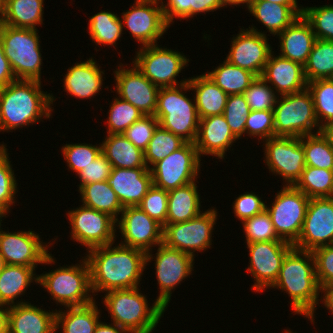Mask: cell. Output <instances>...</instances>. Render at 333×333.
<instances>
[{"label": "cell", "instance_id": "4", "mask_svg": "<svg viewBox=\"0 0 333 333\" xmlns=\"http://www.w3.org/2000/svg\"><path fill=\"white\" fill-rule=\"evenodd\" d=\"M105 293L102 303L111 315V322L130 333H153L161 317H164L165 307L158 301L151 307L147 296L141 293L139 287L115 289Z\"/></svg>", "mask_w": 333, "mask_h": 333}, {"label": "cell", "instance_id": "6", "mask_svg": "<svg viewBox=\"0 0 333 333\" xmlns=\"http://www.w3.org/2000/svg\"><path fill=\"white\" fill-rule=\"evenodd\" d=\"M82 258L79 264L59 266L51 272L38 275V284L47 290L56 305L84 306L95 300L90 294L89 264L85 257Z\"/></svg>", "mask_w": 333, "mask_h": 333}, {"label": "cell", "instance_id": "21", "mask_svg": "<svg viewBox=\"0 0 333 333\" xmlns=\"http://www.w3.org/2000/svg\"><path fill=\"white\" fill-rule=\"evenodd\" d=\"M121 233V245L140 249L145 253L163 242V226L150 218L138 206H126L116 221Z\"/></svg>", "mask_w": 333, "mask_h": 333}, {"label": "cell", "instance_id": "9", "mask_svg": "<svg viewBox=\"0 0 333 333\" xmlns=\"http://www.w3.org/2000/svg\"><path fill=\"white\" fill-rule=\"evenodd\" d=\"M189 58L178 50H171L160 45H146L138 48L132 64L159 88L176 87L188 82L177 76L188 66Z\"/></svg>", "mask_w": 333, "mask_h": 333}, {"label": "cell", "instance_id": "49", "mask_svg": "<svg viewBox=\"0 0 333 333\" xmlns=\"http://www.w3.org/2000/svg\"><path fill=\"white\" fill-rule=\"evenodd\" d=\"M250 113L244 94L229 95L223 115L233 134L241 139L245 134V124Z\"/></svg>", "mask_w": 333, "mask_h": 333}, {"label": "cell", "instance_id": "65", "mask_svg": "<svg viewBox=\"0 0 333 333\" xmlns=\"http://www.w3.org/2000/svg\"><path fill=\"white\" fill-rule=\"evenodd\" d=\"M265 1H269L271 3H277V4H281V5H298L297 0H265Z\"/></svg>", "mask_w": 333, "mask_h": 333}, {"label": "cell", "instance_id": "20", "mask_svg": "<svg viewBox=\"0 0 333 333\" xmlns=\"http://www.w3.org/2000/svg\"><path fill=\"white\" fill-rule=\"evenodd\" d=\"M294 248L313 251L333 245V197L310 198Z\"/></svg>", "mask_w": 333, "mask_h": 333}, {"label": "cell", "instance_id": "8", "mask_svg": "<svg viewBox=\"0 0 333 333\" xmlns=\"http://www.w3.org/2000/svg\"><path fill=\"white\" fill-rule=\"evenodd\" d=\"M273 112L274 137H302L321 131L308 88L278 96Z\"/></svg>", "mask_w": 333, "mask_h": 333}, {"label": "cell", "instance_id": "24", "mask_svg": "<svg viewBox=\"0 0 333 333\" xmlns=\"http://www.w3.org/2000/svg\"><path fill=\"white\" fill-rule=\"evenodd\" d=\"M239 139L233 134L223 114L200 119L198 134L194 142L199 156L211 155L225 158V154Z\"/></svg>", "mask_w": 333, "mask_h": 333}, {"label": "cell", "instance_id": "11", "mask_svg": "<svg viewBox=\"0 0 333 333\" xmlns=\"http://www.w3.org/2000/svg\"><path fill=\"white\" fill-rule=\"evenodd\" d=\"M200 161L195 144L186 142L149 168L153 185L169 191L196 181L201 170Z\"/></svg>", "mask_w": 333, "mask_h": 333}, {"label": "cell", "instance_id": "44", "mask_svg": "<svg viewBox=\"0 0 333 333\" xmlns=\"http://www.w3.org/2000/svg\"><path fill=\"white\" fill-rule=\"evenodd\" d=\"M308 90L314 101V110L320 127L333 122V78L308 82Z\"/></svg>", "mask_w": 333, "mask_h": 333}, {"label": "cell", "instance_id": "47", "mask_svg": "<svg viewBox=\"0 0 333 333\" xmlns=\"http://www.w3.org/2000/svg\"><path fill=\"white\" fill-rule=\"evenodd\" d=\"M62 156L67 163V169L79 173L82 169L92 163L101 153V144L92 145L88 143L64 144L61 147Z\"/></svg>", "mask_w": 333, "mask_h": 333}, {"label": "cell", "instance_id": "67", "mask_svg": "<svg viewBox=\"0 0 333 333\" xmlns=\"http://www.w3.org/2000/svg\"><path fill=\"white\" fill-rule=\"evenodd\" d=\"M6 266V262L5 260L2 258V256L0 255V271L5 268Z\"/></svg>", "mask_w": 333, "mask_h": 333}, {"label": "cell", "instance_id": "52", "mask_svg": "<svg viewBox=\"0 0 333 333\" xmlns=\"http://www.w3.org/2000/svg\"><path fill=\"white\" fill-rule=\"evenodd\" d=\"M245 134L265 141L274 137V112L271 110H250L245 124Z\"/></svg>", "mask_w": 333, "mask_h": 333}, {"label": "cell", "instance_id": "16", "mask_svg": "<svg viewBox=\"0 0 333 333\" xmlns=\"http://www.w3.org/2000/svg\"><path fill=\"white\" fill-rule=\"evenodd\" d=\"M263 142V161L269 172L281 176L284 186H294L306 166L301 137H273Z\"/></svg>", "mask_w": 333, "mask_h": 333}, {"label": "cell", "instance_id": "15", "mask_svg": "<svg viewBox=\"0 0 333 333\" xmlns=\"http://www.w3.org/2000/svg\"><path fill=\"white\" fill-rule=\"evenodd\" d=\"M0 219V255L6 264L37 267L38 264L54 265L56 258L48 251L53 243L41 240L35 231L9 232L2 230ZM50 245V246H49ZM49 252V253H48Z\"/></svg>", "mask_w": 333, "mask_h": 333}, {"label": "cell", "instance_id": "27", "mask_svg": "<svg viewBox=\"0 0 333 333\" xmlns=\"http://www.w3.org/2000/svg\"><path fill=\"white\" fill-rule=\"evenodd\" d=\"M99 64L93 56L86 61L80 60L67 69L63 79V88L67 94L80 99L94 98L102 89L103 75Z\"/></svg>", "mask_w": 333, "mask_h": 333}, {"label": "cell", "instance_id": "57", "mask_svg": "<svg viewBox=\"0 0 333 333\" xmlns=\"http://www.w3.org/2000/svg\"><path fill=\"white\" fill-rule=\"evenodd\" d=\"M163 1L159 0V3L169 26L174 23V19L181 21L191 18V0H166L165 4Z\"/></svg>", "mask_w": 333, "mask_h": 333}, {"label": "cell", "instance_id": "26", "mask_svg": "<svg viewBox=\"0 0 333 333\" xmlns=\"http://www.w3.org/2000/svg\"><path fill=\"white\" fill-rule=\"evenodd\" d=\"M29 302L8 307V332L56 333V310H45Z\"/></svg>", "mask_w": 333, "mask_h": 333}, {"label": "cell", "instance_id": "25", "mask_svg": "<svg viewBox=\"0 0 333 333\" xmlns=\"http://www.w3.org/2000/svg\"><path fill=\"white\" fill-rule=\"evenodd\" d=\"M108 182L123 207L137 206L153 186L148 167L112 168Z\"/></svg>", "mask_w": 333, "mask_h": 333}, {"label": "cell", "instance_id": "61", "mask_svg": "<svg viewBox=\"0 0 333 333\" xmlns=\"http://www.w3.org/2000/svg\"><path fill=\"white\" fill-rule=\"evenodd\" d=\"M94 333H130L128 330L125 328H122L115 323H104L101 320L97 324Z\"/></svg>", "mask_w": 333, "mask_h": 333}, {"label": "cell", "instance_id": "28", "mask_svg": "<svg viewBox=\"0 0 333 333\" xmlns=\"http://www.w3.org/2000/svg\"><path fill=\"white\" fill-rule=\"evenodd\" d=\"M279 38V55L305 65L309 54L317 40L311 25L303 17L299 16L283 32L277 35Z\"/></svg>", "mask_w": 333, "mask_h": 333}, {"label": "cell", "instance_id": "37", "mask_svg": "<svg viewBox=\"0 0 333 333\" xmlns=\"http://www.w3.org/2000/svg\"><path fill=\"white\" fill-rule=\"evenodd\" d=\"M205 74L226 94H243L257 76L224 60L214 70Z\"/></svg>", "mask_w": 333, "mask_h": 333}, {"label": "cell", "instance_id": "62", "mask_svg": "<svg viewBox=\"0 0 333 333\" xmlns=\"http://www.w3.org/2000/svg\"><path fill=\"white\" fill-rule=\"evenodd\" d=\"M8 324V307L0 305V333L8 332Z\"/></svg>", "mask_w": 333, "mask_h": 333}, {"label": "cell", "instance_id": "56", "mask_svg": "<svg viewBox=\"0 0 333 333\" xmlns=\"http://www.w3.org/2000/svg\"><path fill=\"white\" fill-rule=\"evenodd\" d=\"M111 170V163L102 153H100V155L92 163H90L77 174L81 181L78 185L79 189L83 185L94 182L107 181L111 174Z\"/></svg>", "mask_w": 333, "mask_h": 333}, {"label": "cell", "instance_id": "40", "mask_svg": "<svg viewBox=\"0 0 333 333\" xmlns=\"http://www.w3.org/2000/svg\"><path fill=\"white\" fill-rule=\"evenodd\" d=\"M294 187L308 198L333 197V170L305 166Z\"/></svg>", "mask_w": 333, "mask_h": 333}, {"label": "cell", "instance_id": "29", "mask_svg": "<svg viewBox=\"0 0 333 333\" xmlns=\"http://www.w3.org/2000/svg\"><path fill=\"white\" fill-rule=\"evenodd\" d=\"M35 268L38 267L6 264L0 271V305L10 307L28 302L18 297L25 295L31 283L35 282L38 285V274L36 275ZM17 299L18 301L15 302Z\"/></svg>", "mask_w": 333, "mask_h": 333}, {"label": "cell", "instance_id": "23", "mask_svg": "<svg viewBox=\"0 0 333 333\" xmlns=\"http://www.w3.org/2000/svg\"><path fill=\"white\" fill-rule=\"evenodd\" d=\"M261 77L280 96L298 93L307 88L304 66L300 63L274 55L271 52Z\"/></svg>", "mask_w": 333, "mask_h": 333}, {"label": "cell", "instance_id": "36", "mask_svg": "<svg viewBox=\"0 0 333 333\" xmlns=\"http://www.w3.org/2000/svg\"><path fill=\"white\" fill-rule=\"evenodd\" d=\"M78 192L84 206L107 213L116 221L119 219L124 207L121 205L116 193L107 181L94 182L83 185Z\"/></svg>", "mask_w": 333, "mask_h": 333}, {"label": "cell", "instance_id": "43", "mask_svg": "<svg viewBox=\"0 0 333 333\" xmlns=\"http://www.w3.org/2000/svg\"><path fill=\"white\" fill-rule=\"evenodd\" d=\"M186 143L181 137L162 128L160 125L155 129L147 149L144 151V161L148 168Z\"/></svg>", "mask_w": 333, "mask_h": 333}, {"label": "cell", "instance_id": "59", "mask_svg": "<svg viewBox=\"0 0 333 333\" xmlns=\"http://www.w3.org/2000/svg\"><path fill=\"white\" fill-rule=\"evenodd\" d=\"M224 8L221 0H191V18L197 14H207V12H214L220 8Z\"/></svg>", "mask_w": 333, "mask_h": 333}, {"label": "cell", "instance_id": "35", "mask_svg": "<svg viewBox=\"0 0 333 333\" xmlns=\"http://www.w3.org/2000/svg\"><path fill=\"white\" fill-rule=\"evenodd\" d=\"M45 0H5L4 25L14 28L37 29L44 18Z\"/></svg>", "mask_w": 333, "mask_h": 333}, {"label": "cell", "instance_id": "42", "mask_svg": "<svg viewBox=\"0 0 333 333\" xmlns=\"http://www.w3.org/2000/svg\"><path fill=\"white\" fill-rule=\"evenodd\" d=\"M301 144L306 166L333 170V147L321 132L302 136Z\"/></svg>", "mask_w": 333, "mask_h": 333}, {"label": "cell", "instance_id": "45", "mask_svg": "<svg viewBox=\"0 0 333 333\" xmlns=\"http://www.w3.org/2000/svg\"><path fill=\"white\" fill-rule=\"evenodd\" d=\"M109 108L106 122L108 123L107 134H123L128 127L144 116L135 106L117 96Z\"/></svg>", "mask_w": 333, "mask_h": 333}, {"label": "cell", "instance_id": "14", "mask_svg": "<svg viewBox=\"0 0 333 333\" xmlns=\"http://www.w3.org/2000/svg\"><path fill=\"white\" fill-rule=\"evenodd\" d=\"M71 240L90 249L115 243L116 220L107 213L81 205L67 212Z\"/></svg>", "mask_w": 333, "mask_h": 333}, {"label": "cell", "instance_id": "1", "mask_svg": "<svg viewBox=\"0 0 333 333\" xmlns=\"http://www.w3.org/2000/svg\"><path fill=\"white\" fill-rule=\"evenodd\" d=\"M96 247L85 254L90 268L92 295L115 289L140 287L146 266V253L121 244ZM142 275V276H141Z\"/></svg>", "mask_w": 333, "mask_h": 333}, {"label": "cell", "instance_id": "54", "mask_svg": "<svg viewBox=\"0 0 333 333\" xmlns=\"http://www.w3.org/2000/svg\"><path fill=\"white\" fill-rule=\"evenodd\" d=\"M312 253L319 287L333 284V245L316 248Z\"/></svg>", "mask_w": 333, "mask_h": 333}, {"label": "cell", "instance_id": "30", "mask_svg": "<svg viewBox=\"0 0 333 333\" xmlns=\"http://www.w3.org/2000/svg\"><path fill=\"white\" fill-rule=\"evenodd\" d=\"M247 9L261 25L266 27V32L276 36L302 15L303 6L254 0Z\"/></svg>", "mask_w": 333, "mask_h": 333}, {"label": "cell", "instance_id": "53", "mask_svg": "<svg viewBox=\"0 0 333 333\" xmlns=\"http://www.w3.org/2000/svg\"><path fill=\"white\" fill-rule=\"evenodd\" d=\"M158 125L159 121L154 115H144L128 127L123 135L144 152Z\"/></svg>", "mask_w": 333, "mask_h": 333}, {"label": "cell", "instance_id": "13", "mask_svg": "<svg viewBox=\"0 0 333 333\" xmlns=\"http://www.w3.org/2000/svg\"><path fill=\"white\" fill-rule=\"evenodd\" d=\"M152 254V250L146 253V265H149V262L154 259L155 276L159 285L158 289L160 290L159 296L155 300L167 309L172 291L181 282H184L187 277H190L192 271H194L195 259L193 256L180 250L169 248L163 243L158 245L155 256Z\"/></svg>", "mask_w": 333, "mask_h": 333}, {"label": "cell", "instance_id": "64", "mask_svg": "<svg viewBox=\"0 0 333 333\" xmlns=\"http://www.w3.org/2000/svg\"><path fill=\"white\" fill-rule=\"evenodd\" d=\"M254 0H221L223 6L226 8L229 6L233 7L232 5L236 6H240L241 4H246V8H248L251 3L253 2Z\"/></svg>", "mask_w": 333, "mask_h": 333}, {"label": "cell", "instance_id": "66", "mask_svg": "<svg viewBox=\"0 0 333 333\" xmlns=\"http://www.w3.org/2000/svg\"><path fill=\"white\" fill-rule=\"evenodd\" d=\"M5 19V0H0V27L4 24Z\"/></svg>", "mask_w": 333, "mask_h": 333}, {"label": "cell", "instance_id": "48", "mask_svg": "<svg viewBox=\"0 0 333 333\" xmlns=\"http://www.w3.org/2000/svg\"><path fill=\"white\" fill-rule=\"evenodd\" d=\"M302 15L317 39L333 41V5L303 7Z\"/></svg>", "mask_w": 333, "mask_h": 333}, {"label": "cell", "instance_id": "58", "mask_svg": "<svg viewBox=\"0 0 333 333\" xmlns=\"http://www.w3.org/2000/svg\"><path fill=\"white\" fill-rule=\"evenodd\" d=\"M16 80L17 79L10 66L9 60L4 54L3 44L0 37V89Z\"/></svg>", "mask_w": 333, "mask_h": 333}, {"label": "cell", "instance_id": "3", "mask_svg": "<svg viewBox=\"0 0 333 333\" xmlns=\"http://www.w3.org/2000/svg\"><path fill=\"white\" fill-rule=\"evenodd\" d=\"M280 289L290 297L294 315H303L314 322L320 302V287L316 278L312 251L292 248L285 256L278 278L271 289Z\"/></svg>", "mask_w": 333, "mask_h": 333}, {"label": "cell", "instance_id": "51", "mask_svg": "<svg viewBox=\"0 0 333 333\" xmlns=\"http://www.w3.org/2000/svg\"><path fill=\"white\" fill-rule=\"evenodd\" d=\"M167 203L168 191L153 185L137 206L164 227L167 222Z\"/></svg>", "mask_w": 333, "mask_h": 333}, {"label": "cell", "instance_id": "19", "mask_svg": "<svg viewBox=\"0 0 333 333\" xmlns=\"http://www.w3.org/2000/svg\"><path fill=\"white\" fill-rule=\"evenodd\" d=\"M235 36L232 37L230 51L226 55L225 60L251 71L257 77H261L272 52L266 32H260L257 27L252 25L246 30L240 28V31Z\"/></svg>", "mask_w": 333, "mask_h": 333}, {"label": "cell", "instance_id": "32", "mask_svg": "<svg viewBox=\"0 0 333 333\" xmlns=\"http://www.w3.org/2000/svg\"><path fill=\"white\" fill-rule=\"evenodd\" d=\"M196 182L198 181L168 191L166 224L189 221L202 212Z\"/></svg>", "mask_w": 333, "mask_h": 333}, {"label": "cell", "instance_id": "2", "mask_svg": "<svg viewBox=\"0 0 333 333\" xmlns=\"http://www.w3.org/2000/svg\"><path fill=\"white\" fill-rule=\"evenodd\" d=\"M41 84L37 80H16L0 89V132H13L38 124L43 118L50 119L56 97L43 92Z\"/></svg>", "mask_w": 333, "mask_h": 333}, {"label": "cell", "instance_id": "60", "mask_svg": "<svg viewBox=\"0 0 333 333\" xmlns=\"http://www.w3.org/2000/svg\"><path fill=\"white\" fill-rule=\"evenodd\" d=\"M320 293L323 294V297L321 296L319 301L333 315V284L321 286Z\"/></svg>", "mask_w": 333, "mask_h": 333}, {"label": "cell", "instance_id": "41", "mask_svg": "<svg viewBox=\"0 0 333 333\" xmlns=\"http://www.w3.org/2000/svg\"><path fill=\"white\" fill-rule=\"evenodd\" d=\"M0 142V215L5 218L16 202L18 183L12 169L6 144Z\"/></svg>", "mask_w": 333, "mask_h": 333}, {"label": "cell", "instance_id": "55", "mask_svg": "<svg viewBox=\"0 0 333 333\" xmlns=\"http://www.w3.org/2000/svg\"><path fill=\"white\" fill-rule=\"evenodd\" d=\"M233 213L241 223L266 209L265 201L254 192H244L232 204Z\"/></svg>", "mask_w": 333, "mask_h": 333}, {"label": "cell", "instance_id": "18", "mask_svg": "<svg viewBox=\"0 0 333 333\" xmlns=\"http://www.w3.org/2000/svg\"><path fill=\"white\" fill-rule=\"evenodd\" d=\"M130 8L122 13L123 29L130 30L129 34L142 46L158 44L170 27L159 0H135Z\"/></svg>", "mask_w": 333, "mask_h": 333}, {"label": "cell", "instance_id": "39", "mask_svg": "<svg viewBox=\"0 0 333 333\" xmlns=\"http://www.w3.org/2000/svg\"><path fill=\"white\" fill-rule=\"evenodd\" d=\"M307 82L333 78V41L317 39L304 65Z\"/></svg>", "mask_w": 333, "mask_h": 333}, {"label": "cell", "instance_id": "46", "mask_svg": "<svg viewBox=\"0 0 333 333\" xmlns=\"http://www.w3.org/2000/svg\"><path fill=\"white\" fill-rule=\"evenodd\" d=\"M245 233V243L284 241L276 234L269 212L264 209L242 223Z\"/></svg>", "mask_w": 333, "mask_h": 333}, {"label": "cell", "instance_id": "12", "mask_svg": "<svg viewBox=\"0 0 333 333\" xmlns=\"http://www.w3.org/2000/svg\"><path fill=\"white\" fill-rule=\"evenodd\" d=\"M266 210L278 237L294 244L301 233L310 198L294 186H284Z\"/></svg>", "mask_w": 333, "mask_h": 333}, {"label": "cell", "instance_id": "38", "mask_svg": "<svg viewBox=\"0 0 333 333\" xmlns=\"http://www.w3.org/2000/svg\"><path fill=\"white\" fill-rule=\"evenodd\" d=\"M88 33L96 46H113L122 37L123 24L118 15L111 11H100L89 17Z\"/></svg>", "mask_w": 333, "mask_h": 333}, {"label": "cell", "instance_id": "31", "mask_svg": "<svg viewBox=\"0 0 333 333\" xmlns=\"http://www.w3.org/2000/svg\"><path fill=\"white\" fill-rule=\"evenodd\" d=\"M188 79L190 89L195 92L194 99L199 118L223 114L229 95L205 73Z\"/></svg>", "mask_w": 333, "mask_h": 333}, {"label": "cell", "instance_id": "34", "mask_svg": "<svg viewBox=\"0 0 333 333\" xmlns=\"http://www.w3.org/2000/svg\"><path fill=\"white\" fill-rule=\"evenodd\" d=\"M94 300L84 306L56 309V331L60 333H94L101 316L100 309ZM99 309V310H98Z\"/></svg>", "mask_w": 333, "mask_h": 333}, {"label": "cell", "instance_id": "50", "mask_svg": "<svg viewBox=\"0 0 333 333\" xmlns=\"http://www.w3.org/2000/svg\"><path fill=\"white\" fill-rule=\"evenodd\" d=\"M243 94L252 111H273L279 96L262 77H257Z\"/></svg>", "mask_w": 333, "mask_h": 333}, {"label": "cell", "instance_id": "68", "mask_svg": "<svg viewBox=\"0 0 333 333\" xmlns=\"http://www.w3.org/2000/svg\"><path fill=\"white\" fill-rule=\"evenodd\" d=\"M284 333H294V332L291 331V330L286 329V330L284 331Z\"/></svg>", "mask_w": 333, "mask_h": 333}, {"label": "cell", "instance_id": "63", "mask_svg": "<svg viewBox=\"0 0 333 333\" xmlns=\"http://www.w3.org/2000/svg\"><path fill=\"white\" fill-rule=\"evenodd\" d=\"M320 132L333 147V122H329L322 126Z\"/></svg>", "mask_w": 333, "mask_h": 333}, {"label": "cell", "instance_id": "7", "mask_svg": "<svg viewBox=\"0 0 333 333\" xmlns=\"http://www.w3.org/2000/svg\"><path fill=\"white\" fill-rule=\"evenodd\" d=\"M38 29L0 27V37L4 54L17 80H37L41 82L43 66L42 49Z\"/></svg>", "mask_w": 333, "mask_h": 333}, {"label": "cell", "instance_id": "10", "mask_svg": "<svg viewBox=\"0 0 333 333\" xmlns=\"http://www.w3.org/2000/svg\"><path fill=\"white\" fill-rule=\"evenodd\" d=\"M216 208L201 212L189 221L166 224L163 227V244L169 248L185 252L193 257L195 253L206 251L212 245V234L216 225Z\"/></svg>", "mask_w": 333, "mask_h": 333}, {"label": "cell", "instance_id": "5", "mask_svg": "<svg viewBox=\"0 0 333 333\" xmlns=\"http://www.w3.org/2000/svg\"><path fill=\"white\" fill-rule=\"evenodd\" d=\"M190 90L188 82L176 87L160 88L154 116L162 128L186 142L194 143L200 118L194 97L189 99L186 95Z\"/></svg>", "mask_w": 333, "mask_h": 333}, {"label": "cell", "instance_id": "33", "mask_svg": "<svg viewBox=\"0 0 333 333\" xmlns=\"http://www.w3.org/2000/svg\"><path fill=\"white\" fill-rule=\"evenodd\" d=\"M101 153L111 163L112 168L147 167L144 161V152L123 134H107L101 144Z\"/></svg>", "mask_w": 333, "mask_h": 333}, {"label": "cell", "instance_id": "22", "mask_svg": "<svg viewBox=\"0 0 333 333\" xmlns=\"http://www.w3.org/2000/svg\"><path fill=\"white\" fill-rule=\"evenodd\" d=\"M120 62L114 73L118 97L135 106L144 115H154L159 87L146 78L134 64L129 68ZM127 67V69H126Z\"/></svg>", "mask_w": 333, "mask_h": 333}, {"label": "cell", "instance_id": "17", "mask_svg": "<svg viewBox=\"0 0 333 333\" xmlns=\"http://www.w3.org/2000/svg\"><path fill=\"white\" fill-rule=\"evenodd\" d=\"M246 245L250 264L246 270L255 280L251 289L261 293L274 285L282 262L294 245L286 241L253 242Z\"/></svg>", "mask_w": 333, "mask_h": 333}]
</instances>
